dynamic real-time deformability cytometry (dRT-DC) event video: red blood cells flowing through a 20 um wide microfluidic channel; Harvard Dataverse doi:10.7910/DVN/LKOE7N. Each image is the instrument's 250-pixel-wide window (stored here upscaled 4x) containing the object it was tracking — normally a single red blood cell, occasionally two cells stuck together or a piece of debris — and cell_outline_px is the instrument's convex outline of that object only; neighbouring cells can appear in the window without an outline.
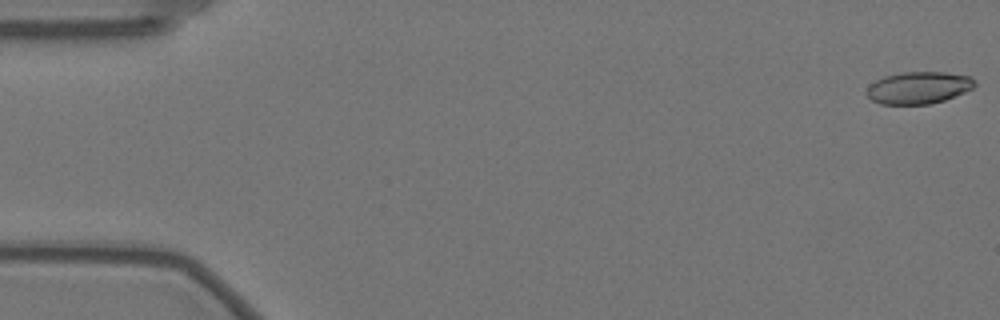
{"species": "Egyptian fruit bat (a non-hibernating species)", "species_latin": "Rousettus aegyptiacus", "temperature_condition": "warm", "stored_images_in_passage": 22, "camera_frame_rate_fps": 3000, "um_per_image_px": 0.085, "animal": {"sex": "female"}, "frame": {"image": 1, "passage_image": 1, "time_ms": 0.0, "image_size_px": [1000, 320], "cell_outline_px": [[976, 84], [972, 88], [964, 92], [944, 100], [928, 104], [880, 104], [872, 100], [864, 92], [868, 84], [884, 76], [904, 72], [944, 72], [968, 76]], "centroid_in_image_um": [78.01, 7.46], "position_along_channel_um": 7.0, "area_um2": 20.11}}
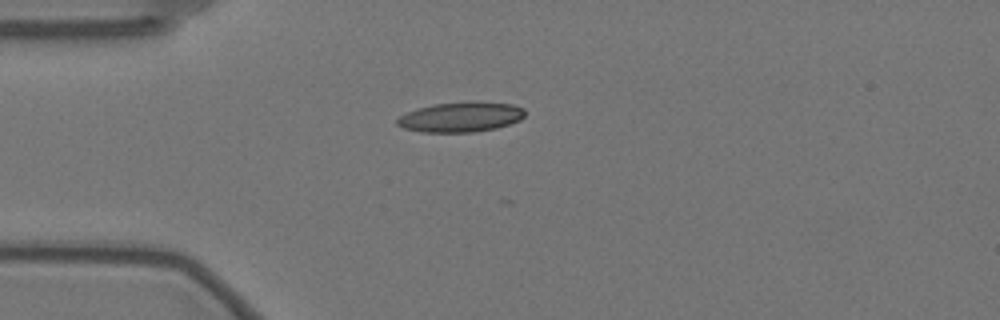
{"frame": {"image": 2, "passage_image": 15, "time_ms": 4.667, "image_size_px": [1000, 320], "cell_outline_px": [[524, 116], [520, 120], [496, 128], [476, 132], [420, 132], [404, 128], [396, 124], [396, 120], [400, 116], [408, 112], [432, 104], [472, 100], [512, 104], [524, 108]], "centroid_in_image_um": [39.18, 9.93], "position_along_channel_um": 45.8, "area_um2": 22.54}}
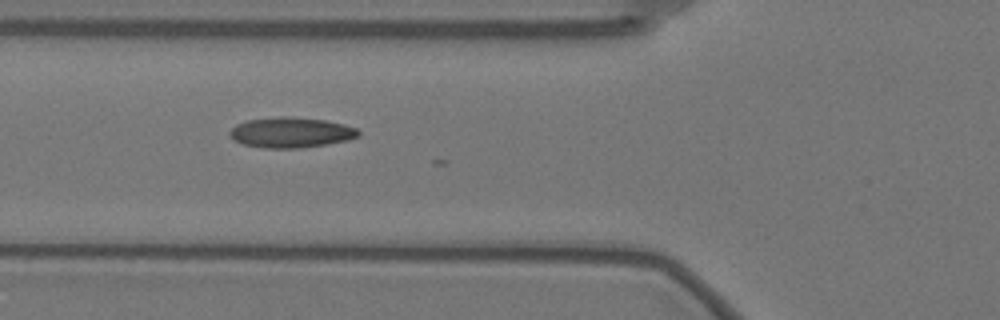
{"frame": {"image": 3, "passage_image": 21, "time_ms": 6.667, "image_size_px": [1000, 320], "cell_outline_px": [[360, 136], [348, 140], [324, 144], [296, 148], [264, 148], [244, 144], [232, 140], [228, 136], [228, 132], [236, 124], [248, 120], [280, 116], [324, 120], [344, 124], [356, 128], [360, 132]], "centroid_in_image_um": [24.7, 11.26], "position_along_channel_um": 101.1, "area_um2": 22.66}}